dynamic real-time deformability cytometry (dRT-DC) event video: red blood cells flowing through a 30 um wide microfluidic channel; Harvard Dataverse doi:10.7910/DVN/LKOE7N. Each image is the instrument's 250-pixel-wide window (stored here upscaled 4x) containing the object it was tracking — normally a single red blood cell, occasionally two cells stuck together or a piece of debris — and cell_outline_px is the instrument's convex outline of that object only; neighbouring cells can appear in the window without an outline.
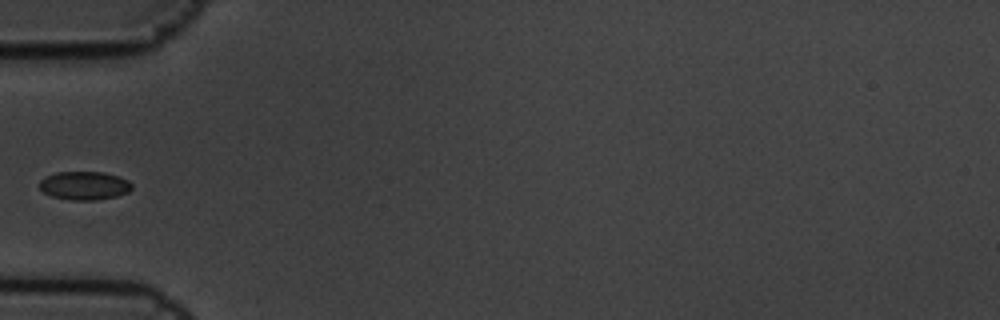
{"species": "common noctule bat (a hibernating species)", "species_latin": "Nyctalus noctula", "temperature_condition": "cold", "stored_images_in_passage": 5, "segment_of_instrument_passage": [2, 2], "camera_frame_rate_fps": 3000, "um_per_image_px": 0.085, "animal": {"sex": "male", "body_mass_g": 19.5, "forearm_length_mm": 54.6}, "frame": {"image": 1, "passage_image": 5, "time_ms": 1.333, "image_size_px": [1000, 320], "cell_outline_px": [[132, 188], [128, 192], [116, 196], [96, 200], [68, 200], [52, 196], [44, 192], [40, 188], [40, 180], [44, 176], [56, 172], [104, 172], [128, 180], [132, 184]], "centroid_in_image_um": [7.15, 15.77], "position_along_channel_um": 77.8, "area_um2": 15.32}}